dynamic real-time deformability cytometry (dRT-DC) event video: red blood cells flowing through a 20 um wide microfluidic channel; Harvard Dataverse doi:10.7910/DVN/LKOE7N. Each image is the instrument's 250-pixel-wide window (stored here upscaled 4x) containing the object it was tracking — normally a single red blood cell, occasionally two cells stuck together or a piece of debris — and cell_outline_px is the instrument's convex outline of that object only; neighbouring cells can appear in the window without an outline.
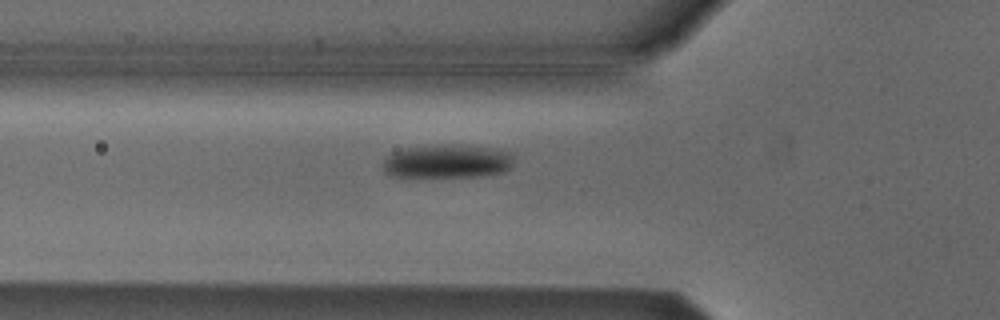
{"species": "Egyptian fruit bat (a non-hibernating species)", "species_latin": "Rousettus aegyptiacus", "temperature_condition": "cold", "stored_images_in_passage": 37, "camera_frame_rate_fps": 3000, "um_per_image_px": 0.085, "animal": {"sex": "male"}, "frame": {"image": 1, "passage_image": 2, "time_ms": 0.333, "image_size_px": [1000, 320], "cell_outline_px": [[512, 164], [504, 172], [480, 176], [408, 180], [388, 176], [380, 168], [380, 164], [392, 152], [404, 148], [488, 148], [512, 152]], "centroid_in_image_um": [37.85, 13.85], "position_along_channel_um": 87.9, "area_um2": 25.61}}
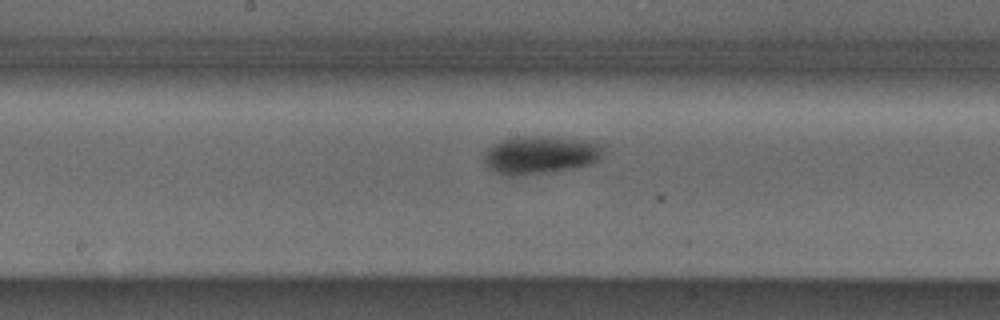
{"frame": {"image": 2, "passage_image": 11, "time_ms": 3.333, "image_size_px": [1000, 320], "cell_outline_px": [[600, 156], [592, 164], [572, 168], [548, 172], [512, 176], [504, 176], [488, 168], [484, 164], [484, 152], [488, 148], [500, 140], [524, 136], [552, 136], [600, 140]], "centroid_in_image_um": [45.92, 13.14], "position_along_channel_um": 202.3, "area_um2": 26.7}}
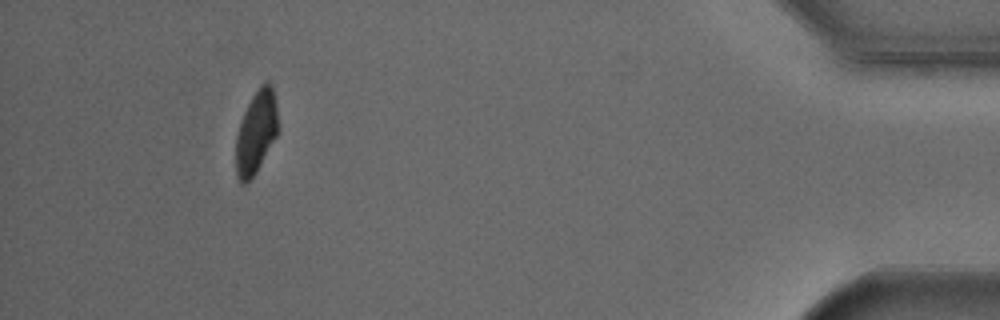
{"frame": {"image": 3, "passage_image": 33, "time_ms": 10.667, "image_size_px": [1000, 320], "cell_outline_px": [[276, 136], [256, 172], [244, 184], [240, 184], [236, 176], [236, 136], [240, 120], [252, 96], [260, 84], [264, 80], [268, 80], [272, 84], [276, 104]], "centroid_in_image_um": [21.74, 11.2], "position_along_channel_um": 413.5, "area_um2": 20.17}}